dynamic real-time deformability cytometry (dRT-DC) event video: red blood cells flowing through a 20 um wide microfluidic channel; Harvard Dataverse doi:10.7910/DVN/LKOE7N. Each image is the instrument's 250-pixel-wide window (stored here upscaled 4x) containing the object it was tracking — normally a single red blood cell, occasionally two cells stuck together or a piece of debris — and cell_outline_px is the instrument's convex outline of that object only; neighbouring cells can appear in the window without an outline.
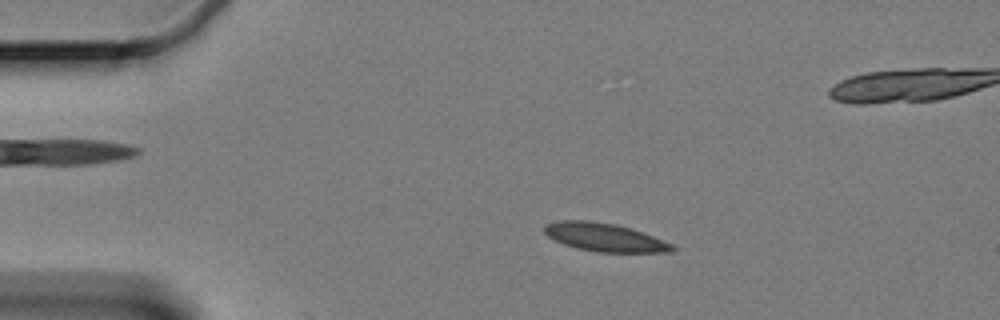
{"species": "Egyptian fruit bat (a non-hibernating species)", "species_latin": "Rousettus aegyptiacus", "temperature_condition": "cold", "stored_images_in_passage": 60, "camera_frame_rate_fps": 3000, "um_per_image_px": 0.085, "animal": {"sex": "female"}, "frame": {"image": 1, "passage_image": 11, "time_ms": 3.333, "image_size_px": [1000, 320], "cell_outline_px": [[676, 248], [672, 252], [596, 252], [576, 248], [552, 240], [544, 232], [544, 224], [560, 220], [588, 220], [616, 224], [632, 228], [644, 232], [672, 244]], "centroid_in_image_um": [51.37, 20.16], "position_along_channel_um": 33.6, "area_um2": 21.27}}
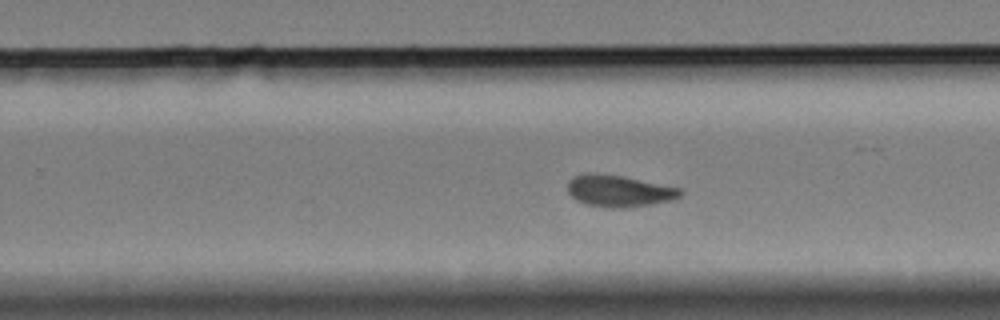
{"frame": {"image": 2, "passage_image": 37, "time_ms": 12.0, "image_size_px": [1000, 320], "cell_outline_px": [[684, 192], [680, 196], [672, 200], [652, 204], [620, 208], [612, 208], [584, 204], [576, 200], [568, 192], [568, 180], [572, 176], [588, 172], [624, 176], [680, 188]], "centroid_in_image_um": [52.59, 16.22], "position_along_channel_um": 277.2, "area_um2": 20.92}}
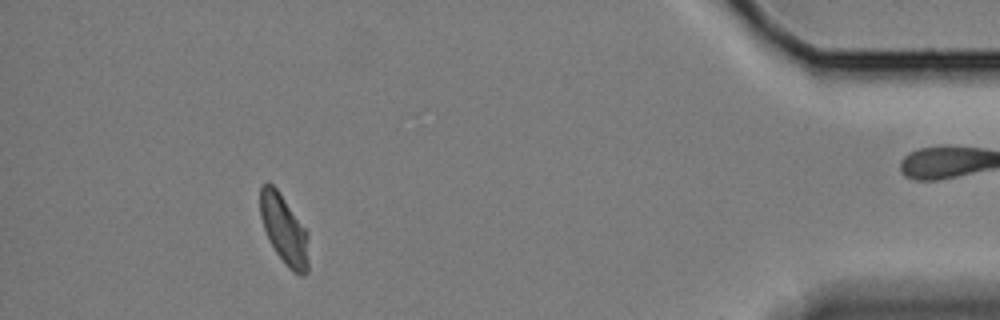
{"frame": {"image": 3, "passage_image": 54, "time_ms": 17.667, "image_size_px": [1000, 320], "cell_outline_px": [[308, 272], [304, 276], [300, 276], [292, 272], [288, 268], [276, 252], [268, 240], [260, 216], [260, 184], [268, 180], [280, 192], [304, 228], [308, 260]], "centroid_in_image_um": [24.1, 19.5], "position_along_channel_um": 411.1, "area_um2": 19.36}, "authors_computed_cell_mechanics": {"area_um2": 20.5479, "velocity_mm_per_s": 3.3169, "shape_relaxation_time_tau1_ms": null, "shape_relaxation_time_tau2_ms": 2.008, "deformation_change_tau1": null, "deformation_change_tau2": 0.0577}}